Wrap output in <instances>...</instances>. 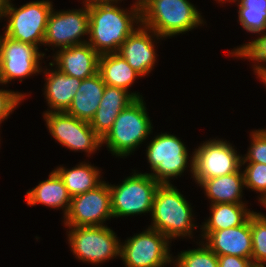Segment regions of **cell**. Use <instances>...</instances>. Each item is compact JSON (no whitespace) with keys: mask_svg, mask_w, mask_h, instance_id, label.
<instances>
[{"mask_svg":"<svg viewBox=\"0 0 266 267\" xmlns=\"http://www.w3.org/2000/svg\"><path fill=\"white\" fill-rule=\"evenodd\" d=\"M171 241L148 227L120 243V258L125 267H164L172 264Z\"/></svg>","mask_w":266,"mask_h":267,"instance_id":"obj_10","label":"cell"},{"mask_svg":"<svg viewBox=\"0 0 266 267\" xmlns=\"http://www.w3.org/2000/svg\"><path fill=\"white\" fill-rule=\"evenodd\" d=\"M98 73L108 86L119 87L131 92L129 88L142 76L118 53L103 54L99 57Z\"/></svg>","mask_w":266,"mask_h":267,"instance_id":"obj_23","label":"cell"},{"mask_svg":"<svg viewBox=\"0 0 266 267\" xmlns=\"http://www.w3.org/2000/svg\"><path fill=\"white\" fill-rule=\"evenodd\" d=\"M73 255L84 263L101 264L120 257V240L107 225L68 227Z\"/></svg>","mask_w":266,"mask_h":267,"instance_id":"obj_7","label":"cell"},{"mask_svg":"<svg viewBox=\"0 0 266 267\" xmlns=\"http://www.w3.org/2000/svg\"><path fill=\"white\" fill-rule=\"evenodd\" d=\"M218 3L235 2L238 21L244 30L259 34L266 31V0H217Z\"/></svg>","mask_w":266,"mask_h":267,"instance_id":"obj_26","label":"cell"},{"mask_svg":"<svg viewBox=\"0 0 266 267\" xmlns=\"http://www.w3.org/2000/svg\"><path fill=\"white\" fill-rule=\"evenodd\" d=\"M203 243L217 256L233 255L251 259L252 234L250 217L242 225L219 231H201ZM206 240V241H205Z\"/></svg>","mask_w":266,"mask_h":267,"instance_id":"obj_16","label":"cell"},{"mask_svg":"<svg viewBox=\"0 0 266 267\" xmlns=\"http://www.w3.org/2000/svg\"><path fill=\"white\" fill-rule=\"evenodd\" d=\"M246 204L218 203L210 205V217L201 225L202 231H219L244 224L254 211Z\"/></svg>","mask_w":266,"mask_h":267,"instance_id":"obj_25","label":"cell"},{"mask_svg":"<svg viewBox=\"0 0 266 267\" xmlns=\"http://www.w3.org/2000/svg\"><path fill=\"white\" fill-rule=\"evenodd\" d=\"M251 145L247 154L242 156V163H260L266 165V129L252 130Z\"/></svg>","mask_w":266,"mask_h":267,"instance_id":"obj_31","label":"cell"},{"mask_svg":"<svg viewBox=\"0 0 266 267\" xmlns=\"http://www.w3.org/2000/svg\"><path fill=\"white\" fill-rule=\"evenodd\" d=\"M105 86L99 73L83 79L66 113L90 123L99 107Z\"/></svg>","mask_w":266,"mask_h":267,"instance_id":"obj_21","label":"cell"},{"mask_svg":"<svg viewBox=\"0 0 266 267\" xmlns=\"http://www.w3.org/2000/svg\"><path fill=\"white\" fill-rule=\"evenodd\" d=\"M52 57L51 63L68 76L83 80L98 73L100 55L88 43L59 49Z\"/></svg>","mask_w":266,"mask_h":267,"instance_id":"obj_17","label":"cell"},{"mask_svg":"<svg viewBox=\"0 0 266 267\" xmlns=\"http://www.w3.org/2000/svg\"><path fill=\"white\" fill-rule=\"evenodd\" d=\"M219 267H256L251 259L233 255L218 256Z\"/></svg>","mask_w":266,"mask_h":267,"instance_id":"obj_33","label":"cell"},{"mask_svg":"<svg viewBox=\"0 0 266 267\" xmlns=\"http://www.w3.org/2000/svg\"><path fill=\"white\" fill-rule=\"evenodd\" d=\"M39 47L0 35V84L5 85L15 79L20 82L26 77L40 73L45 53Z\"/></svg>","mask_w":266,"mask_h":267,"instance_id":"obj_12","label":"cell"},{"mask_svg":"<svg viewBox=\"0 0 266 267\" xmlns=\"http://www.w3.org/2000/svg\"><path fill=\"white\" fill-rule=\"evenodd\" d=\"M259 35L257 39L255 38L251 42L244 43L229 52L232 57L235 55L234 57L239 59L245 58V60L253 61L255 63L253 70L256 75L266 71V31L259 33Z\"/></svg>","mask_w":266,"mask_h":267,"instance_id":"obj_27","label":"cell"},{"mask_svg":"<svg viewBox=\"0 0 266 267\" xmlns=\"http://www.w3.org/2000/svg\"><path fill=\"white\" fill-rule=\"evenodd\" d=\"M155 39L162 40L153 30L140 24L123 42L118 51V54L142 77L151 73L157 63Z\"/></svg>","mask_w":266,"mask_h":267,"instance_id":"obj_15","label":"cell"},{"mask_svg":"<svg viewBox=\"0 0 266 267\" xmlns=\"http://www.w3.org/2000/svg\"><path fill=\"white\" fill-rule=\"evenodd\" d=\"M243 169L245 188L260 193L259 202L261 205L266 203V165L260 163H241Z\"/></svg>","mask_w":266,"mask_h":267,"instance_id":"obj_30","label":"cell"},{"mask_svg":"<svg viewBox=\"0 0 266 267\" xmlns=\"http://www.w3.org/2000/svg\"><path fill=\"white\" fill-rule=\"evenodd\" d=\"M145 105L143 97L136 98L119 113L102 138V145L106 144L112 155L121 158L131 155L152 133L153 125Z\"/></svg>","mask_w":266,"mask_h":267,"instance_id":"obj_4","label":"cell"},{"mask_svg":"<svg viewBox=\"0 0 266 267\" xmlns=\"http://www.w3.org/2000/svg\"><path fill=\"white\" fill-rule=\"evenodd\" d=\"M199 186L203 188L205 195L210 199V205L218 203H246L242 201L245 186L241 168L229 175L203 180Z\"/></svg>","mask_w":266,"mask_h":267,"instance_id":"obj_22","label":"cell"},{"mask_svg":"<svg viewBox=\"0 0 266 267\" xmlns=\"http://www.w3.org/2000/svg\"><path fill=\"white\" fill-rule=\"evenodd\" d=\"M26 93L0 89V124L22 103Z\"/></svg>","mask_w":266,"mask_h":267,"instance_id":"obj_32","label":"cell"},{"mask_svg":"<svg viewBox=\"0 0 266 267\" xmlns=\"http://www.w3.org/2000/svg\"><path fill=\"white\" fill-rule=\"evenodd\" d=\"M252 234L251 261L256 267H266V215L254 212L250 216Z\"/></svg>","mask_w":266,"mask_h":267,"instance_id":"obj_28","label":"cell"},{"mask_svg":"<svg viewBox=\"0 0 266 267\" xmlns=\"http://www.w3.org/2000/svg\"><path fill=\"white\" fill-rule=\"evenodd\" d=\"M114 218L111 211L109 183L104 180L99 186L71 198L65 215V227L103 226L105 221Z\"/></svg>","mask_w":266,"mask_h":267,"instance_id":"obj_14","label":"cell"},{"mask_svg":"<svg viewBox=\"0 0 266 267\" xmlns=\"http://www.w3.org/2000/svg\"><path fill=\"white\" fill-rule=\"evenodd\" d=\"M82 3L84 7L80 9H69V11L52 9L43 45L62 49L87 43V39L81 38L89 35L88 4Z\"/></svg>","mask_w":266,"mask_h":267,"instance_id":"obj_13","label":"cell"},{"mask_svg":"<svg viewBox=\"0 0 266 267\" xmlns=\"http://www.w3.org/2000/svg\"><path fill=\"white\" fill-rule=\"evenodd\" d=\"M257 78H259L266 85V71H263L257 75Z\"/></svg>","mask_w":266,"mask_h":267,"instance_id":"obj_36","label":"cell"},{"mask_svg":"<svg viewBox=\"0 0 266 267\" xmlns=\"http://www.w3.org/2000/svg\"><path fill=\"white\" fill-rule=\"evenodd\" d=\"M52 3L49 0L31 1L17 8L10 1L3 16L7 20L3 34L37 47L43 45L48 18L53 9Z\"/></svg>","mask_w":266,"mask_h":267,"instance_id":"obj_6","label":"cell"},{"mask_svg":"<svg viewBox=\"0 0 266 267\" xmlns=\"http://www.w3.org/2000/svg\"><path fill=\"white\" fill-rule=\"evenodd\" d=\"M199 241V247L181 251L172 263L176 267H219L218 256L203 242ZM201 245V247H200Z\"/></svg>","mask_w":266,"mask_h":267,"instance_id":"obj_29","label":"cell"},{"mask_svg":"<svg viewBox=\"0 0 266 267\" xmlns=\"http://www.w3.org/2000/svg\"><path fill=\"white\" fill-rule=\"evenodd\" d=\"M54 170L62 178L71 197L91 191L103 182L99 168L86 162H80L71 169L61 165Z\"/></svg>","mask_w":266,"mask_h":267,"instance_id":"obj_24","label":"cell"},{"mask_svg":"<svg viewBox=\"0 0 266 267\" xmlns=\"http://www.w3.org/2000/svg\"><path fill=\"white\" fill-rule=\"evenodd\" d=\"M71 198L62 178L52 170L48 179L40 181L37 186L26 192L25 200L29 206L42 204L53 209H62L65 217Z\"/></svg>","mask_w":266,"mask_h":267,"instance_id":"obj_20","label":"cell"},{"mask_svg":"<svg viewBox=\"0 0 266 267\" xmlns=\"http://www.w3.org/2000/svg\"><path fill=\"white\" fill-rule=\"evenodd\" d=\"M118 1H119V3H120V1L122 2V0H84L83 2H85L87 4H91V3H96V2H118Z\"/></svg>","mask_w":266,"mask_h":267,"instance_id":"obj_35","label":"cell"},{"mask_svg":"<svg viewBox=\"0 0 266 267\" xmlns=\"http://www.w3.org/2000/svg\"><path fill=\"white\" fill-rule=\"evenodd\" d=\"M117 4L119 2L88 4L89 35L87 39L89 40L87 43L99 55L118 53L123 42L141 24L139 1H135L129 8L130 10L127 8L124 10Z\"/></svg>","mask_w":266,"mask_h":267,"instance_id":"obj_1","label":"cell"},{"mask_svg":"<svg viewBox=\"0 0 266 267\" xmlns=\"http://www.w3.org/2000/svg\"><path fill=\"white\" fill-rule=\"evenodd\" d=\"M46 126L53 138L72 151L93 155L102 146V138L91 128L90 123L79 120L66 112L43 113Z\"/></svg>","mask_w":266,"mask_h":267,"instance_id":"obj_11","label":"cell"},{"mask_svg":"<svg viewBox=\"0 0 266 267\" xmlns=\"http://www.w3.org/2000/svg\"><path fill=\"white\" fill-rule=\"evenodd\" d=\"M190 202L178 191L173 184H160L155 193L149 226L172 239L192 238L193 230L198 226L194 224V213Z\"/></svg>","mask_w":266,"mask_h":267,"instance_id":"obj_3","label":"cell"},{"mask_svg":"<svg viewBox=\"0 0 266 267\" xmlns=\"http://www.w3.org/2000/svg\"><path fill=\"white\" fill-rule=\"evenodd\" d=\"M11 0H0V20L3 18L5 11L9 7Z\"/></svg>","mask_w":266,"mask_h":267,"instance_id":"obj_34","label":"cell"},{"mask_svg":"<svg viewBox=\"0 0 266 267\" xmlns=\"http://www.w3.org/2000/svg\"><path fill=\"white\" fill-rule=\"evenodd\" d=\"M51 69L44 68L41 72H44L45 87L44 94L46 102L50 109H47L44 113L50 112H66L70 107L74 95L76 94L82 80L76 77L68 76L61 72L56 67L53 70V64L49 62Z\"/></svg>","mask_w":266,"mask_h":267,"instance_id":"obj_19","label":"cell"},{"mask_svg":"<svg viewBox=\"0 0 266 267\" xmlns=\"http://www.w3.org/2000/svg\"><path fill=\"white\" fill-rule=\"evenodd\" d=\"M141 24L161 38L186 33L205 21L189 0H137Z\"/></svg>","mask_w":266,"mask_h":267,"instance_id":"obj_2","label":"cell"},{"mask_svg":"<svg viewBox=\"0 0 266 267\" xmlns=\"http://www.w3.org/2000/svg\"><path fill=\"white\" fill-rule=\"evenodd\" d=\"M136 98H142V95L139 92L130 93L125 89L106 85L99 107L90 121L91 128L103 138L112 128L119 113Z\"/></svg>","mask_w":266,"mask_h":267,"instance_id":"obj_18","label":"cell"},{"mask_svg":"<svg viewBox=\"0 0 266 267\" xmlns=\"http://www.w3.org/2000/svg\"><path fill=\"white\" fill-rule=\"evenodd\" d=\"M227 140L209 139L194 149L192 178L199 185L203 180L237 172L242 155Z\"/></svg>","mask_w":266,"mask_h":267,"instance_id":"obj_9","label":"cell"},{"mask_svg":"<svg viewBox=\"0 0 266 267\" xmlns=\"http://www.w3.org/2000/svg\"><path fill=\"white\" fill-rule=\"evenodd\" d=\"M123 179L121 184H109L111 211L114 218L150 213L160 183L148 173H138Z\"/></svg>","mask_w":266,"mask_h":267,"instance_id":"obj_8","label":"cell"},{"mask_svg":"<svg viewBox=\"0 0 266 267\" xmlns=\"http://www.w3.org/2000/svg\"><path fill=\"white\" fill-rule=\"evenodd\" d=\"M146 148L147 161L153 171L148 174L158 183L171 184L170 179L178 175L181 177L188 167L193 175V157L188 159L187 147L176 135L166 132L158 134Z\"/></svg>","mask_w":266,"mask_h":267,"instance_id":"obj_5","label":"cell"}]
</instances>
